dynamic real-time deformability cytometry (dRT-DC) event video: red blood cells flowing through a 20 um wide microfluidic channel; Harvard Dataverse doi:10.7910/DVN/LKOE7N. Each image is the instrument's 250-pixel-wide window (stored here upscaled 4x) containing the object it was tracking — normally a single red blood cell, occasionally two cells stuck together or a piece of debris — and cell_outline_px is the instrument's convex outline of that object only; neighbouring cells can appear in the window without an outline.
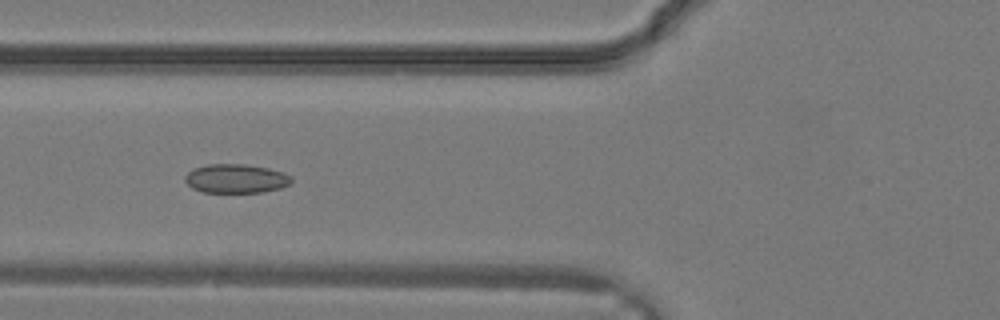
{"species": "common noctule bat (a hibernating species)", "species_latin": "Nyctalus noctula", "temperature_condition": "warm", "stored_images_in_passage": 24, "camera_frame_rate_fps": 3000, "um_per_image_px": 0.085, "animal": {"sex": "male", "body_mass_g": 19.2, "forearm_length_mm": 51.8}, "frame": {"image": 1, "passage_image": 7, "time_ms": 2.0, "image_size_px": [1000, 320], "cell_outline_px": [[292, 180], [288, 184], [280, 188], [264, 192], [204, 192], [192, 188], [184, 180], [184, 176], [188, 172], [196, 168], [208, 164], [244, 164], [268, 168], [284, 172], [292, 176]], "centroid_in_image_um": [20.06, 15.18], "position_along_channel_um": 105.7, "area_um2": 17.92}}
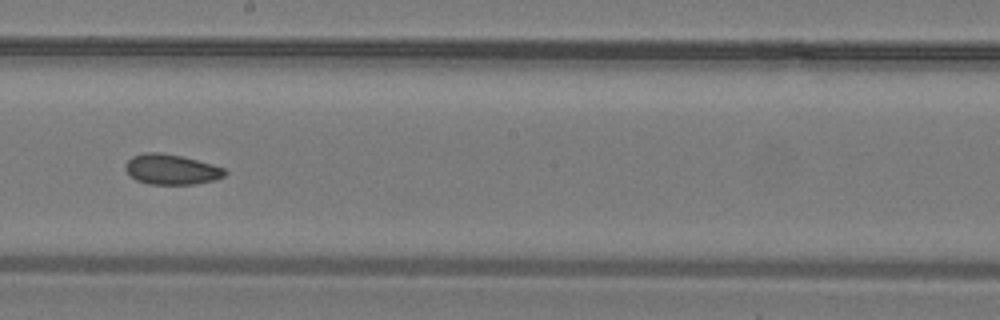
{"frame": {"image": 2, "passage_image": 13, "time_ms": 4.0, "image_size_px": [1000, 320], "cell_outline_px": [[228, 172], [224, 176], [212, 180], [196, 184], [148, 184], [136, 180], [124, 168], [124, 164], [132, 156], [144, 152], [160, 152], [180, 156], [212, 164], [224, 168]], "centroid_in_image_um": [14.54, 14.39], "position_along_channel_um": 233.7, "area_um2": 17.46}}
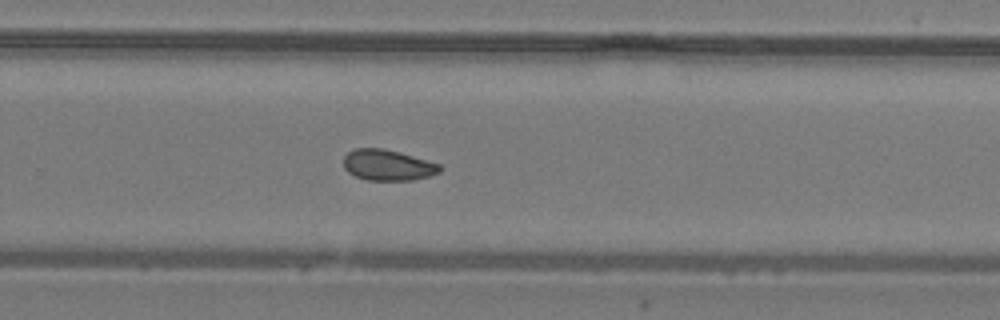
{"frame": {"image": 3, "passage_image": 16, "time_ms": 5.0, "image_size_px": [1000, 320], "cell_outline_px": [[444, 168], [440, 172], [428, 176], [412, 180], [368, 180], [356, 176], [348, 172], [344, 168], [344, 156], [348, 152], [356, 148], [384, 148], [400, 152], [440, 164]], "centroid_in_image_um": [32.97, 14.03], "position_along_channel_um": 296.8, "area_um2": 17.34}}